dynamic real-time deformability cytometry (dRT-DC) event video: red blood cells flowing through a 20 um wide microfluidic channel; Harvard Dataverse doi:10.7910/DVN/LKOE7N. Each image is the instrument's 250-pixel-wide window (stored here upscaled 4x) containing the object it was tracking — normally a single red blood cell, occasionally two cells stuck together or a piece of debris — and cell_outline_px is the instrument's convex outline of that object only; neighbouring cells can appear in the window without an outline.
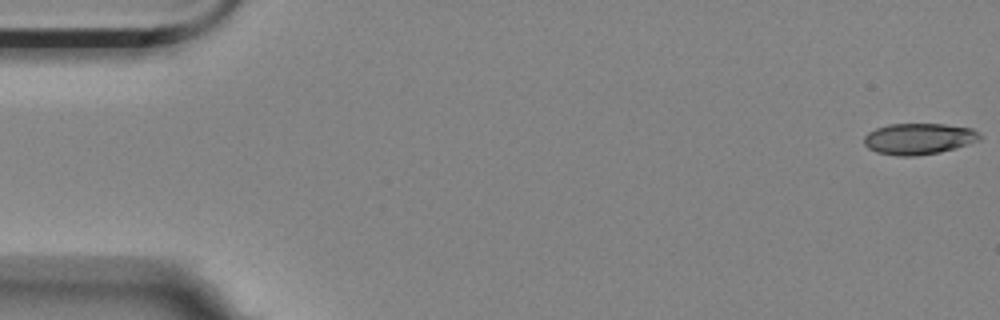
{"species": "Egyptian fruit bat (a non-hibernating species)", "species_latin": "Rousettus aegyptiacus", "temperature_condition": "room temperature", "stored_images_in_passage": 5, "camera_frame_rate_fps": 3000, "um_per_image_px": 0.085, "animal": {"sex": "female"}, "frame": {"image": 1, "passage_image": 1, "time_ms": 0.0, "image_size_px": [1000, 320], "cell_outline_px": [[980, 140], [940, 152], [916, 156], [896, 156], [876, 152], [868, 148], [864, 144], [864, 136], [868, 132], [876, 128], [888, 124], [944, 124], [972, 128], [980, 136]], "centroid_in_image_um": [78.04, 11.8], "position_along_channel_um": 7.0, "area_um2": 20.98}}